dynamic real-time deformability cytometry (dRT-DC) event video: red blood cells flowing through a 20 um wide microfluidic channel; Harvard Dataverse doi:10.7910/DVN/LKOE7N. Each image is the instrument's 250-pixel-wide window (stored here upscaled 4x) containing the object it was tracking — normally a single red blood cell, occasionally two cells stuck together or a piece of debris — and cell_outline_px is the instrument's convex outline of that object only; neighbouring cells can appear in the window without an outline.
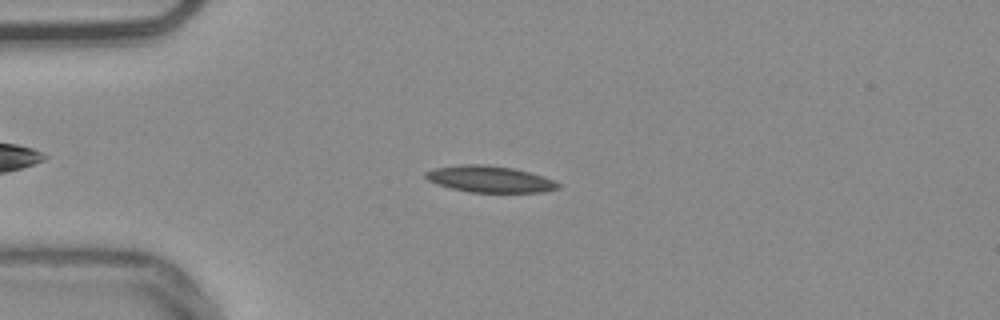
{"species": "common noctule bat (a hibernating species)", "species_latin": "Nyctalus noctula", "temperature_condition": "warm", "stored_images_in_passage": 51, "camera_frame_rate_fps": 3000, "um_per_image_px": 0.085, "animal": {"sex": "male", "body_mass_g": 20.4}, "frame": {"image": 1, "passage_image": 11, "time_ms": 3.333, "image_size_px": [1000, 320], "cell_outline_px": [[560, 188], [544, 192], [468, 192], [452, 188], [428, 180], [424, 176], [424, 172], [436, 168], [460, 164], [484, 164], [512, 168], [544, 176], [560, 184]], "centroid_in_image_um": [41.64, 15.22], "position_along_channel_um": 43.4, "area_um2": 20.29}}
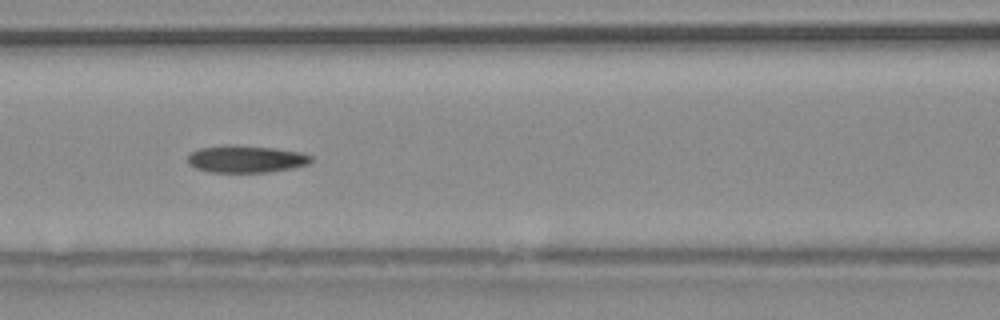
{"frame": {"image": 2, "passage_image": 21, "time_ms": 6.667, "image_size_px": [1000, 320], "cell_outline_px": [[312, 160], [308, 164], [292, 168], [268, 172], [212, 172], [196, 168], [188, 164], [188, 156], [192, 152], [200, 148], [224, 144], [232, 144], [276, 148], [300, 152], [312, 156]], "centroid_in_image_um": [20.91, 13.5], "position_along_channel_um": 145.7, "area_um2": 19.65}}
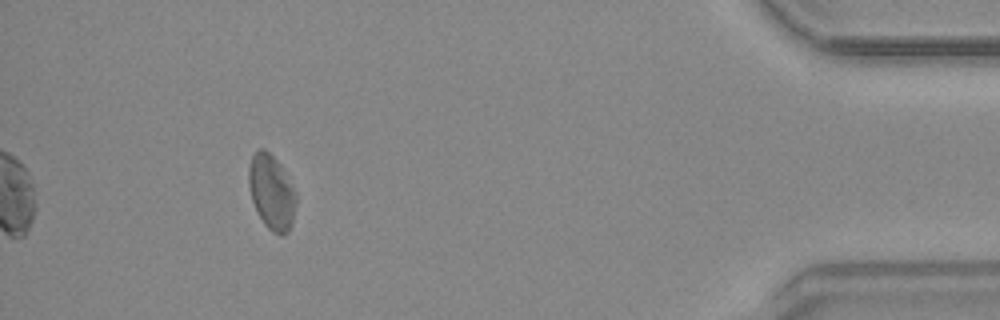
{"frame": {"image": 3, "passage_image": 47, "time_ms": 15.333, "image_size_px": [1000, 320], "cell_outline_px": [[296, 204], [292, 224], [288, 232], [280, 236], [272, 232], [264, 224], [252, 200], [248, 184], [248, 168], [252, 156], [260, 148], [264, 148], [280, 164], [296, 192]], "centroid_in_image_um": [23.09, 16.35], "position_along_channel_um": 412.1, "area_um2": 20.58}, "authors_computed_cell_mechanics": {"area_um2": 20.2878, "velocity_mm_per_s": 3.7458, "shape_relaxation_time_tau1_ms": null, "shape_relaxation_time_tau2_ms": 4.9567, "deformation_change_tau1": null, "deformation_change_tau2": 0.1299}}